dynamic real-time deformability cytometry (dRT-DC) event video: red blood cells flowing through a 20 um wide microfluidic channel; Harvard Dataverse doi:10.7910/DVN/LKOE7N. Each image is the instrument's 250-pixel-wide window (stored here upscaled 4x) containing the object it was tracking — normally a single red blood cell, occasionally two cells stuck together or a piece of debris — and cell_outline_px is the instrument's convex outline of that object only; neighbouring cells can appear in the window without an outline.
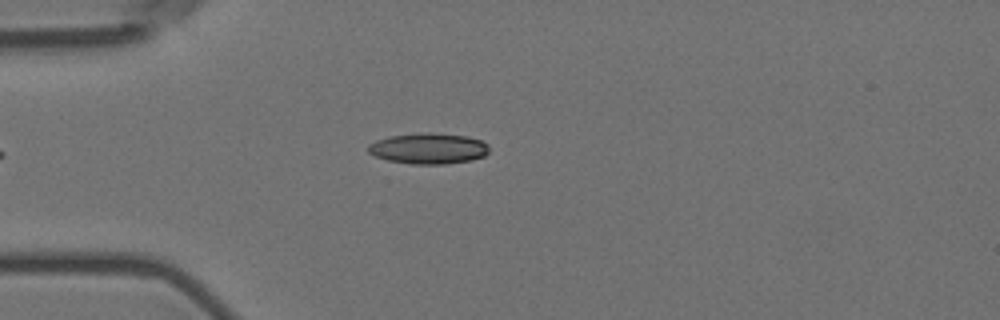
{"species": "Egyptian fruit bat (a non-hibernating species)", "species_latin": "Rousettus aegyptiacus", "temperature_condition": "room temperature", "stored_images_in_passage": 5, "camera_frame_rate_fps": 3000, "um_per_image_px": 0.085, "animal": {"sex": "female"}, "frame": {"image": 1, "passage_image": 4, "time_ms": 1.0, "image_size_px": [1000, 320], "cell_outline_px": [[488, 152], [484, 156], [472, 160], [444, 164], [412, 164], [388, 160], [376, 156], [368, 152], [368, 144], [376, 140], [388, 136], [424, 132], [428, 132], [468, 136], [480, 140], [488, 144]], "centroid_in_image_um": [36.42, 12.61], "position_along_channel_um": 48.6, "area_um2": 21.79}}